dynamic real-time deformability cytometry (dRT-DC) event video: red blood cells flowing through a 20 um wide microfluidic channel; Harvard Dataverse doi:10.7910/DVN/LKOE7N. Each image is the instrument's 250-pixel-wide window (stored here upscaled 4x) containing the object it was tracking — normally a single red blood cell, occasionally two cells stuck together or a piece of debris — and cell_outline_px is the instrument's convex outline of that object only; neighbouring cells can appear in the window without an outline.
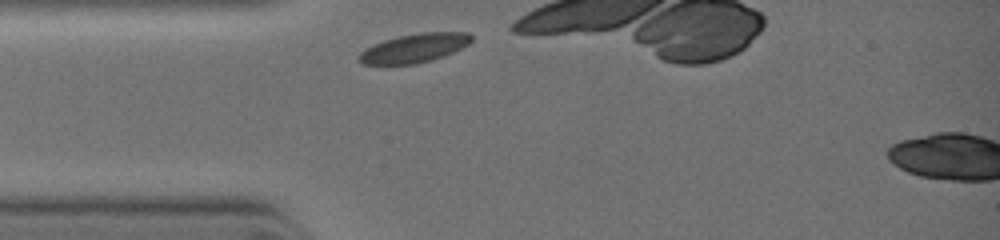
{"species": "common noctule bat (a hibernating species)", "species_latin": "Nyctalus noctula", "temperature_condition": "warm", "stored_images_in_passage": 3, "camera_frame_rate_fps": 3000, "um_per_image_px": 0.085, "animal": {"sex": "female", "body_mass_g": 19.0, "forearm_length_mm": 51.5}, "frame": {"image": 1, "passage_image": 1, "time_ms": 0.0, "image_size_px": [1000, 240], "cell_outline_px": [[472, 40], [468, 44], [452, 52], [416, 64], [364, 64], [356, 60], [360, 52], [364, 48], [372, 44], [384, 40], [400, 36], [420, 32], [468, 32], [472, 36]], "centroid_in_image_um": [35.16, 4.08], "position_along_channel_um": 49.8, "area_um2": 18.73}}